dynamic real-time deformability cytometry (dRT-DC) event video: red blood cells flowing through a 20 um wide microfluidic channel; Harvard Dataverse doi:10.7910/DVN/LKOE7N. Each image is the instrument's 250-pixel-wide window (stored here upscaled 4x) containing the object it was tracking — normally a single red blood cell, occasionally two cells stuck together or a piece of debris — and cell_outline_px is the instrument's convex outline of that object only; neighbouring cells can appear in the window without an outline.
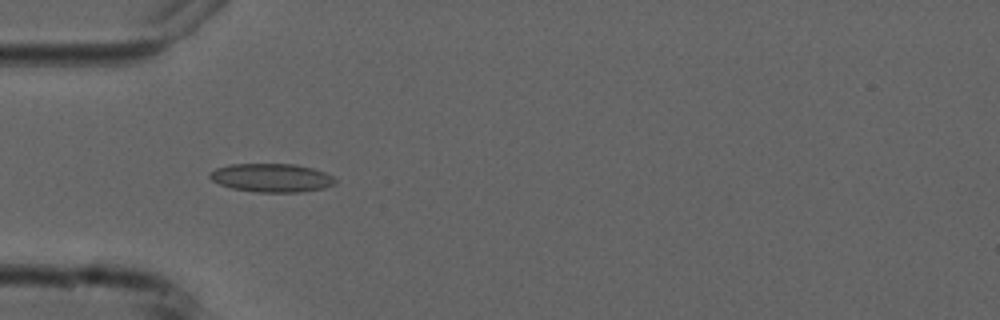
{"species": "common noctule bat (a hibernating species)", "species_latin": "Nyctalus noctula", "temperature_condition": "cold", "stored_images_in_passage": 5, "camera_frame_rate_fps": 3000, "um_per_image_px": 0.085, "animal": {"sex": "male", "forearm_length_mm": 52.5}, "frame": {"image": 1, "passage_image": 4, "time_ms": 3.667, "image_size_px": [1000, 320], "cell_outline_px": [[336, 184], [324, 188], [300, 192], [256, 192], [232, 188], [220, 184], [212, 180], [208, 176], [208, 172], [216, 168], [228, 164], [296, 164], [312, 168], [324, 172], [332, 176], [336, 180]], "centroid_in_image_um": [23.07, 15.11], "position_along_channel_um": 61.9, "area_um2": 20.92}}
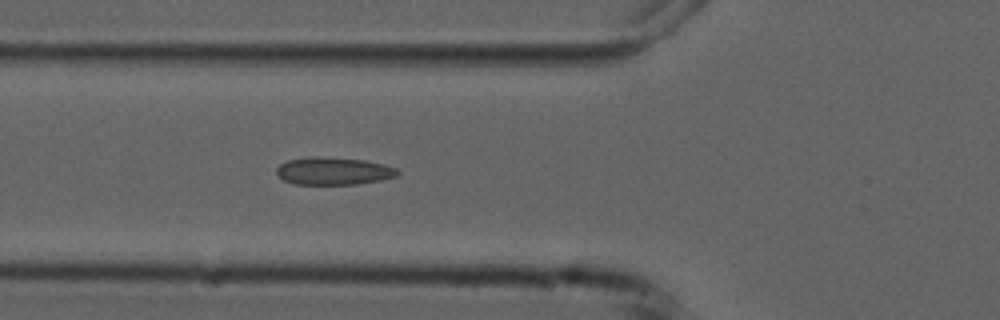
{"frame": {"image": 2, "passage_image": 5, "time_ms": 4.667, "image_size_px": [1000, 320], "cell_outline_px": [[400, 172], [396, 176], [380, 180], [356, 184], [292, 184], [284, 180], [276, 172], [276, 168], [280, 164], [288, 160], [364, 160], [384, 164], [396, 168]], "centroid_in_image_um": [28.4, 14.6], "position_along_channel_um": 97.4, "area_um2": 18.21}}